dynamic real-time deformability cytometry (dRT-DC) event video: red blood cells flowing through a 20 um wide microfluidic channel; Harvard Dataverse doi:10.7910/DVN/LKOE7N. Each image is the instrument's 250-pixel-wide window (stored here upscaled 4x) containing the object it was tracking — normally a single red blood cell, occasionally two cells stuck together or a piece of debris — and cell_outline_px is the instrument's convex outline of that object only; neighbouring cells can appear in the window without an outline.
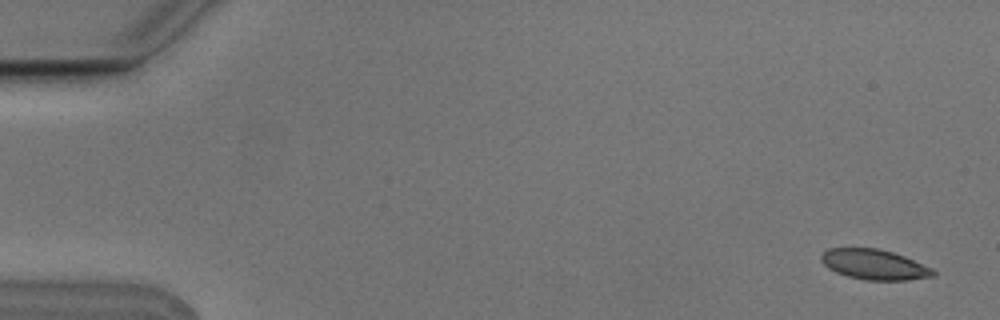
{"species": "Egyptian fruit bat (a non-hibernating species)", "species_latin": "Rousettus aegyptiacus", "temperature_condition": "cold", "stored_images_in_passage": 4, "camera_frame_rate_fps": 3000, "um_per_image_px": 0.085, "animal": {"sex": "male"}, "frame": {"image": 1, "passage_image": 1, "time_ms": 0.0, "image_size_px": [1000, 320], "cell_outline_px": [[936, 276], [908, 280], [864, 280], [848, 276], [836, 272], [828, 268], [820, 260], [820, 256], [828, 248], [880, 248], [904, 256], [932, 268], [936, 272]], "centroid_in_image_um": [74.32, 22.48], "position_along_channel_um": 10.7, "area_um2": 19.77}}